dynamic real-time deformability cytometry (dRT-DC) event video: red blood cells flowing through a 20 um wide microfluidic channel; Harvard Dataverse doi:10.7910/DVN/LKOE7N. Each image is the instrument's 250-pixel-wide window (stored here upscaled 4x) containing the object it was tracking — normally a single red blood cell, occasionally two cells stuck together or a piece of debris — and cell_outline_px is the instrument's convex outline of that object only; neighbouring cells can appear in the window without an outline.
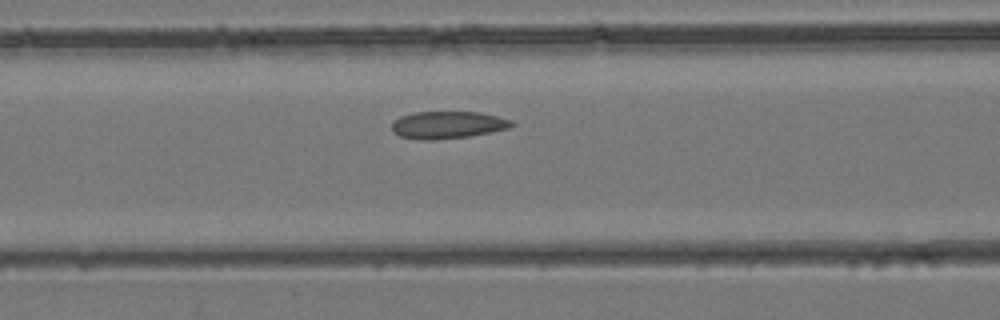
{"species": "common noctule bat (a hibernating species)", "species_latin": "Nyctalus noctula", "temperature_condition": "room temperature", "stored_images_in_passage": 25, "camera_frame_rate_fps": 3000, "um_per_image_px": 0.085, "animal": {"sex": "female", "body_mass_g": 24.6, "forearm_length_mm": 56.2}, "frame": {"image": 1, "passage_image": 9, "time_ms": 2.667, "image_size_px": [1000, 320], "cell_outline_px": [[516, 124], [508, 128], [468, 136], [432, 140], [420, 140], [400, 136], [392, 132], [392, 120], [400, 116], [416, 112], [480, 112], [500, 116], [512, 120]], "centroid_in_image_um": [38.03, 10.61], "position_along_channel_um": 128.6, "area_um2": 19.13}}
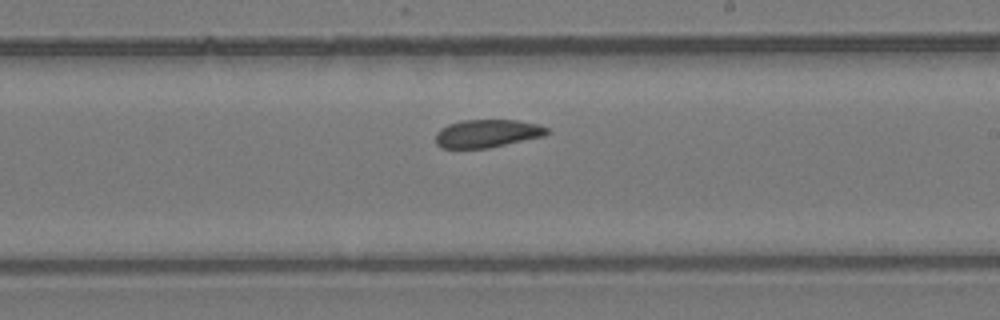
{"frame": {"image": 2, "passage_image": 16, "time_ms": 5.0, "image_size_px": [1000, 320], "cell_outline_px": [[548, 132], [544, 136], [488, 148], [440, 148], [436, 144], [436, 132], [440, 128], [448, 124], [460, 120], [516, 120], [540, 124], [548, 128]], "centroid_in_image_um": [41.39, 11.34], "position_along_channel_um": 247.6, "area_um2": 18.26}}
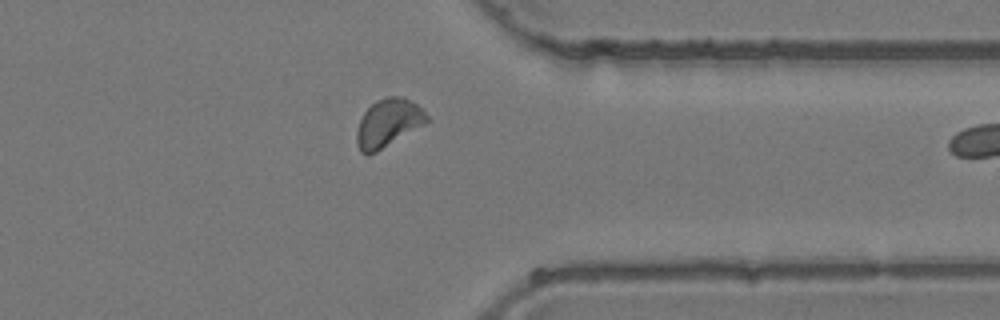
{"frame": {"image": 3, "passage_image": 24, "time_ms": 7.667, "image_size_px": [1000, 320], "cell_outline_px": [[428, 120], [424, 124], [376, 152], [368, 156], [360, 152], [356, 144], [356, 132], [360, 120], [364, 112], [376, 100], [388, 96], [404, 96], [416, 104], [428, 116]], "centroid_in_image_um": [32.95, 10.46], "position_along_channel_um": 378.4, "area_um2": 19.48}}